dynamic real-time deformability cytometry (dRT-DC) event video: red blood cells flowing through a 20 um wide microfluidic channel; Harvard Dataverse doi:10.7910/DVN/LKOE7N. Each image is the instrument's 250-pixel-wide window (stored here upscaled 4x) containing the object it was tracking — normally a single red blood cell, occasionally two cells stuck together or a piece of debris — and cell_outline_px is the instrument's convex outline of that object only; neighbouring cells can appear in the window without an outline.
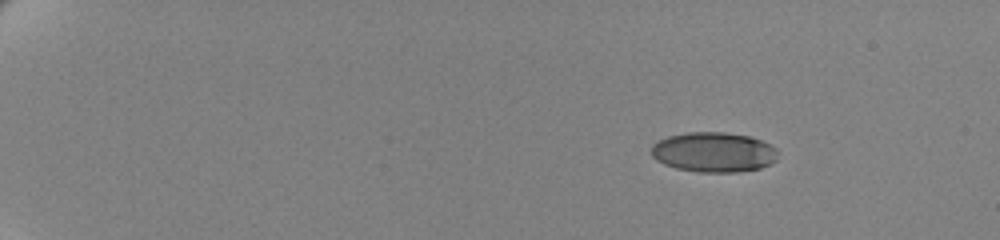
{"species": "human", "species_latin": "Homo sapiens", "temperature_condition": "cold", "stored_images_in_passage": 53, "camera_frame_rate_fps": 3000, "um_per_image_px": 0.085, "donor": {"sex": "female"}, "frame": {"image": 1, "passage_image": 1, "time_ms": 0.0, "image_size_px": [1000, 240], "cell_outline_px": [[776, 160], [760, 168], [736, 172], [700, 172], [676, 168], [664, 164], [656, 160], [652, 156], [652, 144], [668, 136], [688, 132], [724, 132], [748, 136], [760, 140], [776, 148]], "centroid_in_image_um": [60.64, 12.93], "position_along_channel_um": 24.4, "area_um2": 29.25}}
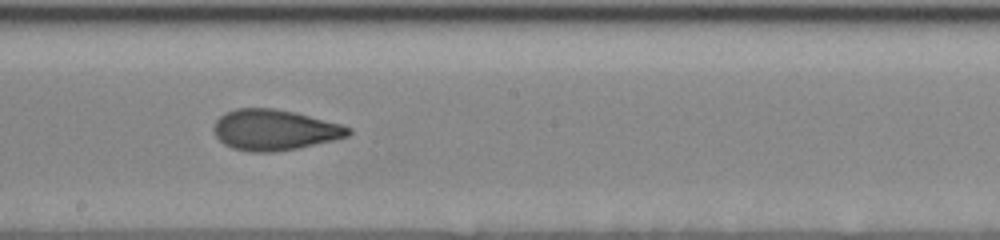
{"frame": {"image": 2, "passage_image": 30, "time_ms": 9.667, "image_size_px": [1000, 240], "cell_outline_px": [[352, 132], [348, 136], [332, 140], [296, 148], [272, 152], [252, 152], [232, 148], [224, 144], [216, 136], [212, 128], [216, 120], [220, 116], [236, 108], [272, 108], [292, 112], [340, 124], [352, 128]], "centroid_in_image_um": [23.29, 11.04], "position_along_channel_um": 224.9, "area_um2": 31.5}}
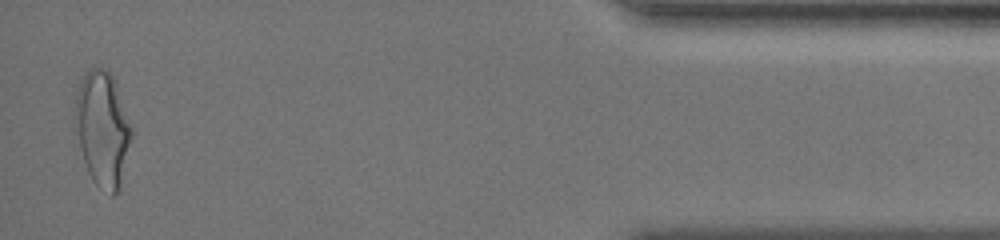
{"frame": {"image": 3, "passage_image": 52, "time_ms": 17.0, "image_size_px": [1000, 240], "cell_outline_px": [[132, 136], [120, 188], [112, 196], [96, 184], [88, 172], [72, 132], [72, 120], [76, 92], [84, 76], [92, 68], [100, 68], [108, 72], [112, 76], [116, 84], [132, 128]], "centroid_in_image_um": [8.66, 10.98], "position_along_channel_um": 426.5, "area_um2": 38.21}, "authors_computed_cell_mechanics": {"area_um2": 31.5588, "velocity_mm_per_s": 3.489, "shape_relaxation_time_tau1_ms": 6.0921, "shape_relaxation_time_tau2_ms": 1.3245, "deformation_change_tau1": 0.185, "deformation_change_tau2": 0.0766}}